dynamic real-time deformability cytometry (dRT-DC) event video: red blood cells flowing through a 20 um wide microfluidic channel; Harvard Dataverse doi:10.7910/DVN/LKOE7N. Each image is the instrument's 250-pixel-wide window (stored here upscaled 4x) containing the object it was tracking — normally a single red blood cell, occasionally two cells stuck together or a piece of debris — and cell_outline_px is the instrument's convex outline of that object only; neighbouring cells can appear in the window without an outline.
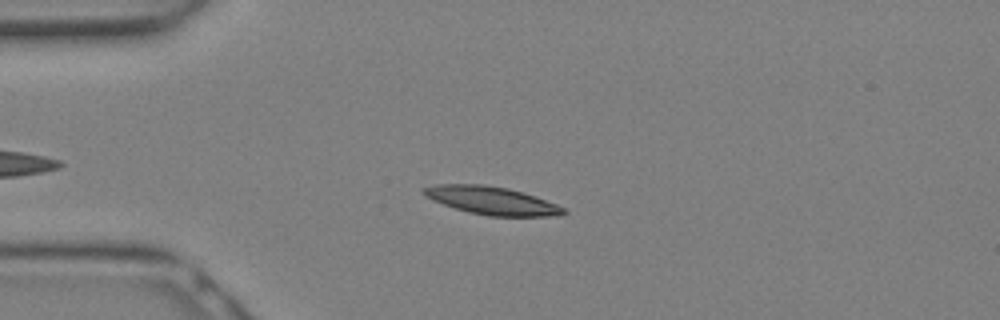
{"species": "Egyptian fruit bat (a non-hibernating species)", "species_latin": "Rousettus aegyptiacus", "temperature_condition": "warm", "stored_images_in_passage": 10, "camera_frame_rate_fps": 3000, "um_per_image_px": 0.085, "animal": {"sex": "female"}, "frame": {"image": 1, "passage_image": 5, "time_ms": 1.333, "image_size_px": [1000, 320], "cell_outline_px": [[568, 212], [556, 216], [488, 216], [468, 212], [444, 204], [424, 196], [420, 192], [420, 188], [436, 184], [484, 184], [508, 188], [524, 192], [556, 204], [564, 208]], "centroid_in_image_um": [41.76, 17.04], "position_along_channel_um": 43.2, "area_um2": 22.89}}
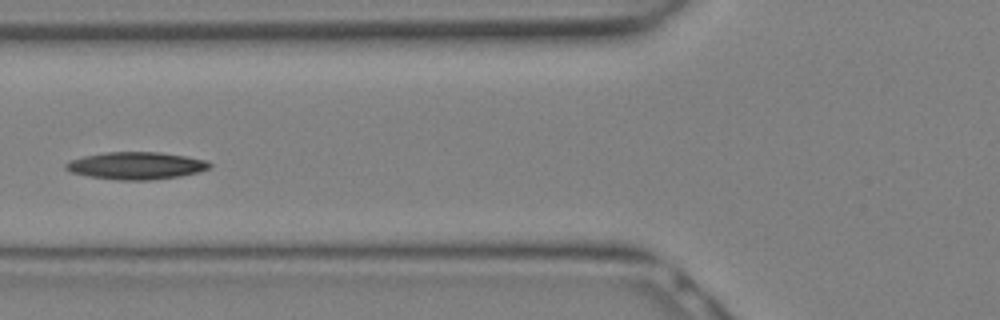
{"frame": {"image": 2, "passage_image": 9, "time_ms": 2.667, "image_size_px": [1000, 320], "cell_outline_px": [[212, 164], [208, 168], [196, 172], [180, 176], [148, 180], [120, 180], [88, 176], [72, 172], [64, 168], [64, 164], [72, 160], [84, 156], [104, 152], [160, 152], [184, 156], [204, 160]], "centroid_in_image_um": [11.53, 14.08], "position_along_channel_um": 114.3, "area_um2": 22.6}}